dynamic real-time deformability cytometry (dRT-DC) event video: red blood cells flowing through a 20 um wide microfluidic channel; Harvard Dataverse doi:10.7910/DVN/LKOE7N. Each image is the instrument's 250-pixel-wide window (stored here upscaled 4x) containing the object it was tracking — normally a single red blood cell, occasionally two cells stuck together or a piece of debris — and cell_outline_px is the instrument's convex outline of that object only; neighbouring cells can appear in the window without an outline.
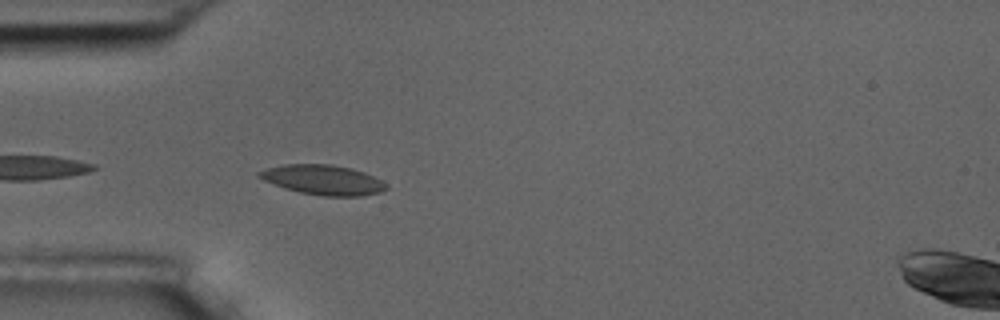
{"species": "common noctule bat (a hibernating species)", "species_latin": "Nyctalus noctula", "temperature_condition": "room temperature", "stored_images_in_passage": 5, "camera_frame_rate_fps": 3000, "um_per_image_px": 0.085, "animal": {"sex": "male", "body_mass_g": 17.5, "forearm_length_mm": 52.3}, "frame": {"image": 1, "passage_image": 5, "time_ms": 4.667, "image_size_px": [1000, 320], "cell_outline_px": [[388, 188], [380, 192], [360, 196], [324, 196], [300, 192], [284, 188], [264, 180], [256, 176], [256, 172], [268, 168], [284, 164], [332, 164], [352, 168], [364, 172], [388, 184]], "centroid_in_image_um": [27.45, 15.28], "position_along_channel_um": 57.5, "area_um2": 22.08}}